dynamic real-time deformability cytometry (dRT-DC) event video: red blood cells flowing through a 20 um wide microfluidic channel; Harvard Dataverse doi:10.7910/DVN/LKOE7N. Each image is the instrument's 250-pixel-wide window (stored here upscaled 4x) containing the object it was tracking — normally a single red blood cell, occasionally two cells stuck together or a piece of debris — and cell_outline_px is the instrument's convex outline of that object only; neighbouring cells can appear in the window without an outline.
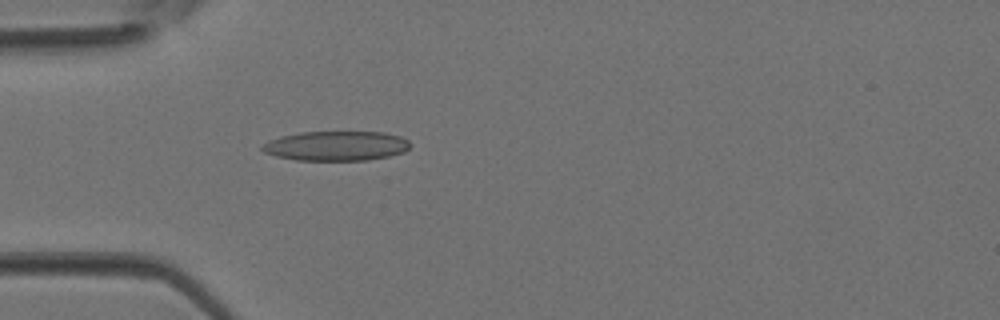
{"species": "Egyptian fruit bat (a non-hibernating species)", "species_latin": "Rousettus aegyptiacus", "temperature_condition": "room temperature", "stored_images_in_passage": 4, "camera_frame_rate_fps": 3000, "um_per_image_px": 0.085, "animal": {"sex": "female"}, "frame": {"image": 1, "passage_image": 4, "time_ms": 1.0, "image_size_px": [1000, 320], "cell_outline_px": [[412, 144], [404, 152], [388, 156], [368, 160], [296, 160], [276, 156], [264, 152], [260, 148], [264, 144], [280, 136], [300, 132], [384, 132], [400, 136], [408, 140]], "centroid_in_image_um": [28.6, 12.4], "position_along_channel_um": 56.4, "area_um2": 25.49}}